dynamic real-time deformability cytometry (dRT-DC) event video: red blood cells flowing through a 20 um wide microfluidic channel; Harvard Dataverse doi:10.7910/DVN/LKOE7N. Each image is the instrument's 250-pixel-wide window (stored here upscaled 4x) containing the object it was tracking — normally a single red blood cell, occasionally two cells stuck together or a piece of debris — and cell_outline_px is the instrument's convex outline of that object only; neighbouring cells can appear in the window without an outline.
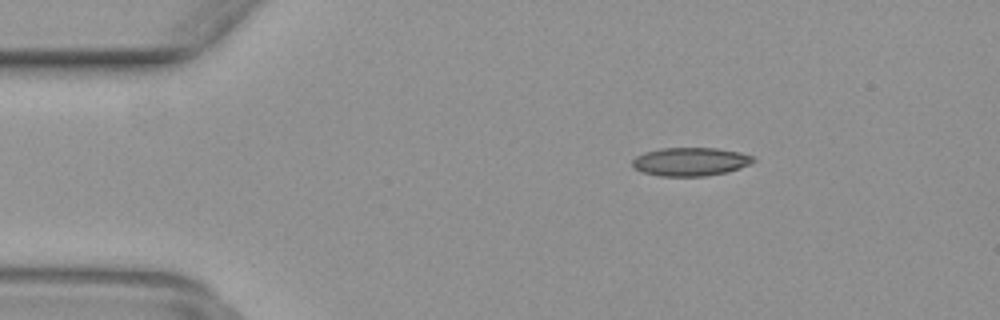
{"species": "common noctule bat (a hibernating species)", "species_latin": "Nyctalus noctula", "temperature_condition": "warm", "stored_images_in_passage": 43, "camera_frame_rate_fps": 3000, "um_per_image_px": 0.085, "animal": {"sex": "female", "body_mass_g": 29.2, "forearm_length_mm": 56.3}, "frame": {"image": 1, "passage_image": 2, "time_ms": 0.333, "image_size_px": [1000, 320], "cell_outline_px": [[756, 160], [740, 168], [728, 172], [704, 176], [660, 176], [640, 172], [632, 168], [632, 160], [636, 156], [644, 152], [660, 148], [716, 148], [740, 152], [752, 156]], "centroid_in_image_um": [58.64, 13.74], "position_along_channel_um": 26.4, "area_um2": 20.17}}
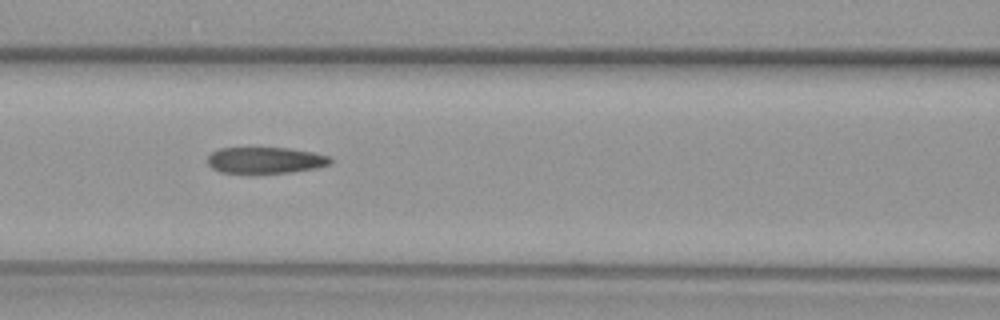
{"frame": {"image": 2, "passage_image": 15, "time_ms": 4.667, "image_size_px": [1000, 320], "cell_outline_px": [[332, 164], [316, 168], [292, 172], [248, 176], [220, 172], [212, 168], [208, 164], [208, 156], [212, 152], [220, 148], [288, 148], [312, 152], [328, 156], [332, 160]], "centroid_in_image_um": [22.52, 13.67], "position_along_channel_um": 144.1, "area_um2": 19.59}}
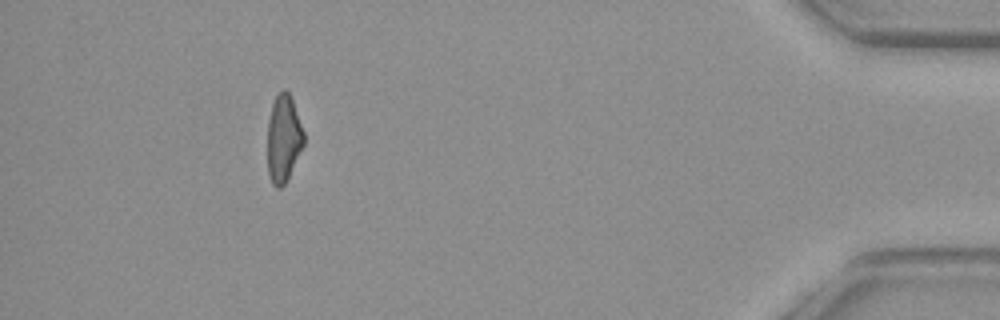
{"frame": {"image": 3, "passage_image": 39, "time_ms": 12.667, "image_size_px": [1000, 320], "cell_outline_px": [[304, 144], [284, 184], [280, 188], [276, 188], [272, 184], [268, 176], [268, 120], [272, 104], [276, 96], [284, 88], [288, 92], [292, 100], [304, 132]], "centroid_in_image_um": [24.08, 11.78], "position_along_channel_um": 411.1, "area_um2": 18.21}}